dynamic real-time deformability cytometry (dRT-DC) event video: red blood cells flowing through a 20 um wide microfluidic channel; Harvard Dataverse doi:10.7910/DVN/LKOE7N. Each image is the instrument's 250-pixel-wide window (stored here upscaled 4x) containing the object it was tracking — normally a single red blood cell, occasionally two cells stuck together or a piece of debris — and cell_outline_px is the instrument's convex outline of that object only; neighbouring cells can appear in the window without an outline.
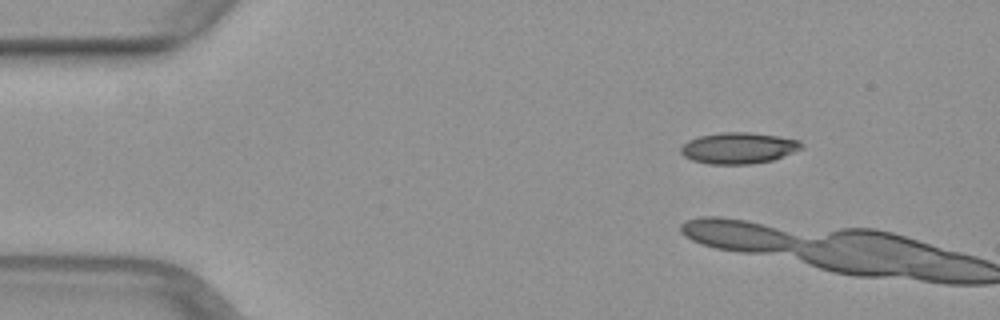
{"species": "common noctule bat (a hibernating species)", "species_latin": "Nyctalus noctula", "temperature_condition": "warm", "stored_images_in_passage": 3, "camera_frame_rate_fps": 3000, "um_per_image_px": 0.085, "animal": {"sex": "female", "body_mass_g": 29.2, "forearm_length_mm": 56.3}, "frame": {"image": 1, "passage_image": 1, "time_ms": 0.0, "image_size_px": [1000, 320], "cell_outline_px": [[804, 148], [772, 160], [752, 164], [708, 164], [692, 160], [684, 156], [680, 152], [680, 148], [688, 140], [700, 136], [720, 132], [748, 132], [776, 136], [800, 140], [804, 144]], "centroid_in_image_um": [62.78, 12.58], "position_along_channel_um": 22.2, "area_um2": 21.96}}